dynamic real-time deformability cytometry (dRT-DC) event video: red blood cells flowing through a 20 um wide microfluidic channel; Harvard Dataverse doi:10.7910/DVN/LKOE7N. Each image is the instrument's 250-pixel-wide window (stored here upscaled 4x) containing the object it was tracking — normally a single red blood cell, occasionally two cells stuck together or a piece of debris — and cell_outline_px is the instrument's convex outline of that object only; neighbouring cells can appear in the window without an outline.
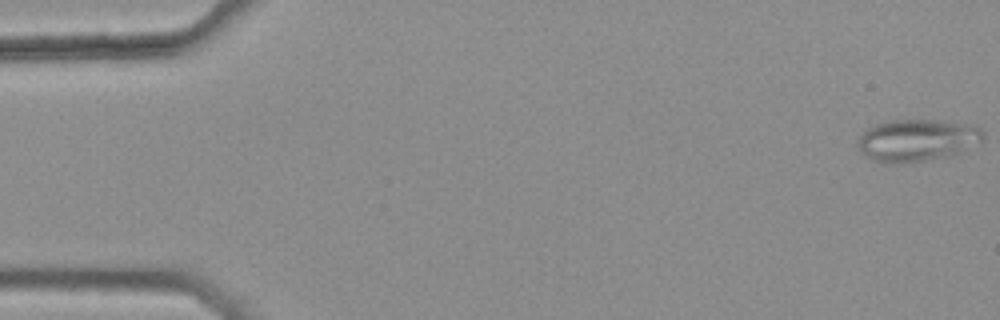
{"species": "common noctule bat (a hibernating species)", "species_latin": "Nyctalus noctula", "temperature_condition": "warm", "stored_images_in_passage": 47, "camera_frame_rate_fps": 3000, "um_per_image_px": 0.085, "animal": {"sex": "female", "body_mass_g": 25.1}, "frame": {"image": 1, "passage_image": 1, "time_ms": 0.0, "image_size_px": [1000, 320], "cell_outline_px": [[984, 140], [980, 144], [952, 156], [904, 164], [892, 164], [872, 160], [864, 156], [860, 148], [860, 132], [864, 128], [876, 124], [892, 120], [940, 120], [964, 124], [980, 128], [984, 132]], "centroid_in_image_um": [77.97, 11.94], "position_along_channel_um": 7.0, "area_um2": 31.21}}
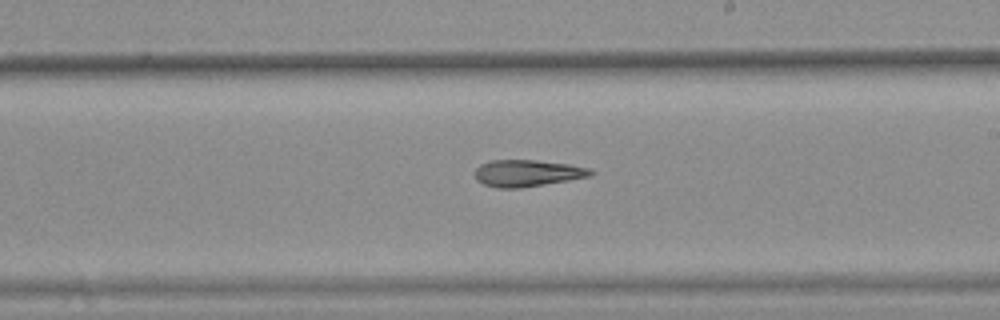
{"frame": {"image": 2, "passage_image": 31, "time_ms": 10.0, "image_size_px": [1000, 320], "cell_outline_px": [[596, 172], [592, 176], [520, 188], [496, 188], [484, 184], [476, 180], [476, 168], [480, 164], [492, 160], [536, 160], [568, 164], [592, 168]], "centroid_in_image_um": [44.85, 14.71], "position_along_channel_um": 244.1, "area_um2": 18.09}}
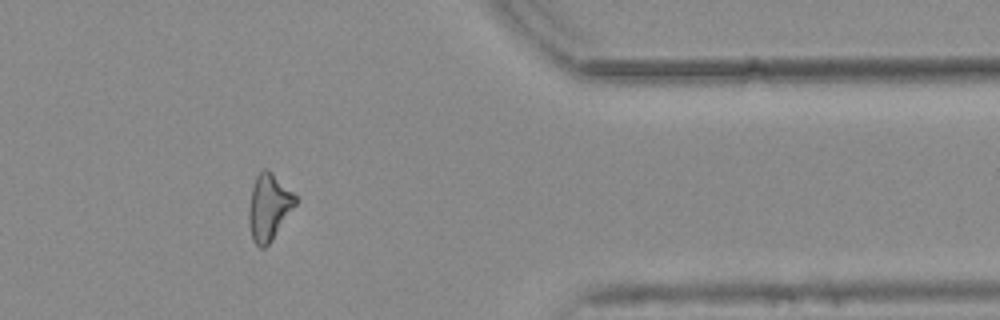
{"frame": {"image": 3, "passage_image": 44, "time_ms": 14.333, "image_size_px": [1000, 320], "cell_outline_px": [[300, 200], [272, 240], [264, 248], [260, 248], [252, 240], [248, 224], [248, 208], [252, 188], [256, 176], [264, 168], [268, 168]], "centroid_in_image_um": [22.85, 17.61], "position_along_channel_um": 388.5, "area_um2": 18.26}, "authors_computed_cell_mechanics": {"area_um2": 18.6116, "velocity_mm_per_s": 3.7949, "shape_relaxation_time_tau1_ms": null, "shape_relaxation_time_tau2_ms": 8.7212, "deformation_change_tau1": null, "deformation_change_tau2": 0.2143}}